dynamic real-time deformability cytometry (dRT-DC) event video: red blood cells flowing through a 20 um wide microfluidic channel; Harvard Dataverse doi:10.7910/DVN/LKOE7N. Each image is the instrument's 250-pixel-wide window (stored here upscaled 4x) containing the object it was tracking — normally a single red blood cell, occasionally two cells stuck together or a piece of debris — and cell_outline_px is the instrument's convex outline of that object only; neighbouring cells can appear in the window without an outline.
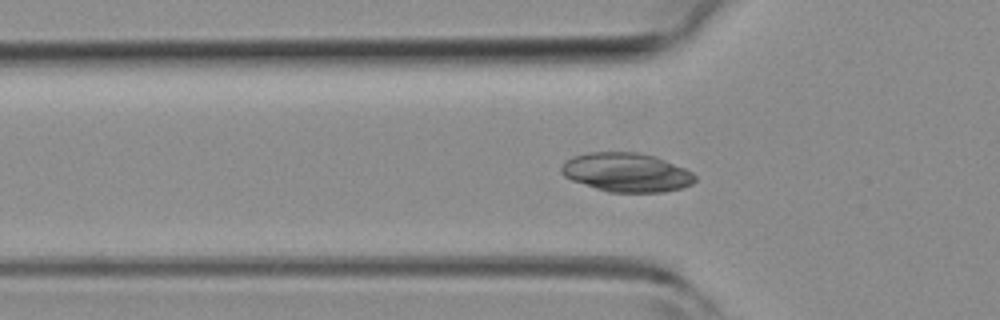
{"species": "common noctule bat (a hibernating species)", "species_latin": "Nyctalus noctula", "temperature_condition": "room temperature", "stored_images_in_passage": 46, "camera_frame_rate_fps": 3000, "um_per_image_px": 0.085, "animal": {"sex": "female", "body_mass_g": 19.3, "forearm_length_mm": 54.1}, "frame": {"image": 1, "passage_image": 14, "time_ms": 4.333, "image_size_px": [1000, 320], "cell_outline_px": [[696, 180], [692, 184], [680, 188], [664, 192], [608, 192], [572, 180], [564, 176], [560, 172], [560, 168], [572, 156], [588, 152], [636, 152], [656, 156], [684, 168], [692, 172], [696, 176]], "centroid_in_image_um": [53.26, 14.65], "position_along_channel_um": 72.5, "area_um2": 30.29}}
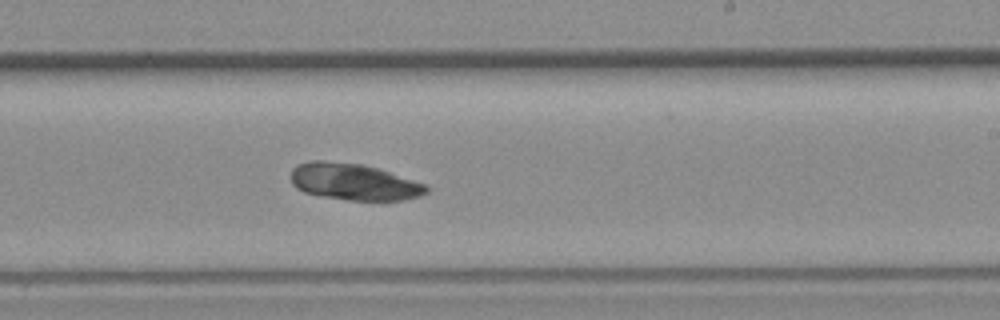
{"frame": {"image": 2, "passage_image": 27, "time_ms": 8.667, "image_size_px": [1000, 320], "cell_outline_px": [[428, 192], [420, 196], [404, 200], [348, 200], [320, 196], [304, 192], [296, 188], [292, 184], [292, 168], [296, 164], [308, 160], [324, 160], [360, 164], [376, 168], [428, 184]], "centroid_in_image_um": [30.06, 15.45], "position_along_channel_um": 258.9, "area_um2": 29.07}}
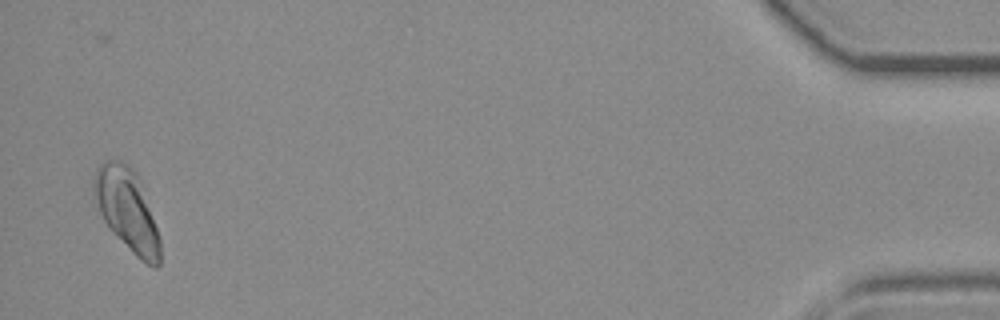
{"frame": {"image": 3, "passage_image": 45, "time_ms": 14.667, "image_size_px": [1000, 320], "cell_outline_px": [[160, 264], [156, 268], [140, 260], [112, 232], [104, 220], [100, 212], [96, 196], [96, 168], [104, 160], [120, 160], [128, 164], [136, 172], [160, 236]], "centroid_in_image_um": [10.84, 17.86], "position_along_channel_um": 424.4, "area_um2": 30.75}}